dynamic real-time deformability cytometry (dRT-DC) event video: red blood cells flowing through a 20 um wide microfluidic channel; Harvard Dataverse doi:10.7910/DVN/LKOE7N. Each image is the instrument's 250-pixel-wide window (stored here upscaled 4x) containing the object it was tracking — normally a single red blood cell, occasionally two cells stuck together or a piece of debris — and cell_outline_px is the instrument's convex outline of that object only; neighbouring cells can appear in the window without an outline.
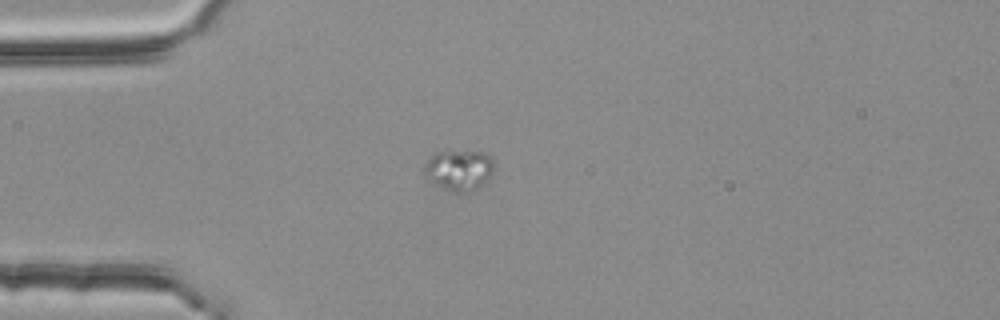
{"species": "common noctule bat (a hibernating species)", "species_latin": "Nyctalus noctula", "temperature_condition": "room temperature", "stored_images_in_passage": 1, "camera_frame_rate_fps": 3000, "um_per_image_px": 0.085, "animal": {"sex": "female", "body_mass_g": 25.1}, "frame": {"image": 1, "passage_image": 1, "time_ms": 0.0, "image_size_px": [1000, 320], "cell_outline_px": [[496, 164], [488, 180], [484, 184], [468, 192], [456, 192], [444, 188], [428, 180], [424, 176], [424, 168], [428, 160], [436, 152], [484, 152], [492, 156]], "centroid_in_image_um": [39.06, 14.46], "position_along_channel_um": 45.9, "area_um2": 16.47}}